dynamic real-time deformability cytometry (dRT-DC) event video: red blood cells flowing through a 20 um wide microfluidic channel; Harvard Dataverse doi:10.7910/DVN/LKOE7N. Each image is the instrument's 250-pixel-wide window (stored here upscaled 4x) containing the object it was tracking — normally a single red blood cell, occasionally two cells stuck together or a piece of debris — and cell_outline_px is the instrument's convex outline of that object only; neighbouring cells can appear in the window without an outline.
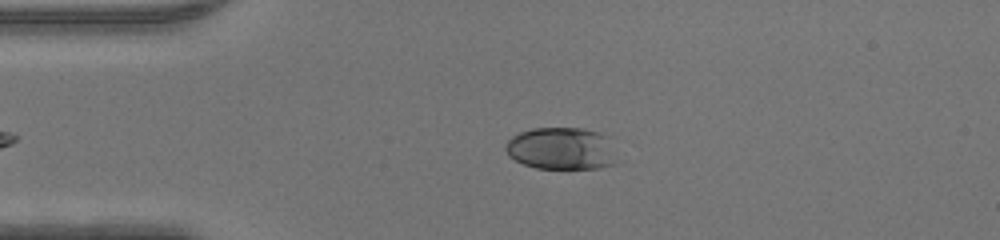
{"species": "human", "species_latin": "Homo sapiens", "temperature_condition": "warm", "stored_images_in_passage": 46, "camera_frame_rate_fps": 3000, "um_per_image_px": 0.085, "donor": {"sex": "male"}, "frame": {"image": 1, "passage_image": 9, "time_ms": 2.667, "image_size_px": [1000, 240], "cell_outline_px": [[616, 164], [600, 168], [536, 168], [524, 164], [508, 156], [504, 148], [508, 140], [512, 136], [520, 132], [532, 128], [584, 128], [608, 136]], "centroid_in_image_um": [47.68, 12.62], "position_along_channel_um": 37.3, "area_um2": 27.34}}
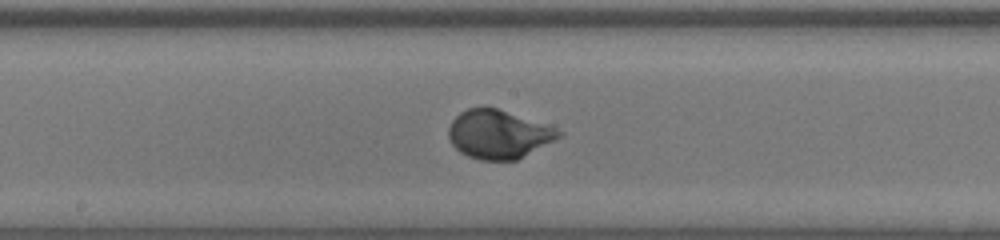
{"frame": {"image": 2, "passage_image": 23, "time_ms": 7.333, "image_size_px": [1000, 240], "cell_outline_px": [[564, 132], [560, 136], [516, 160], [480, 160], [468, 156], [460, 152], [452, 144], [448, 136], [448, 128], [452, 120], [460, 112], [468, 108], [484, 104], [556, 128]], "centroid_in_image_um": [42.3, 11.39], "position_along_channel_um": 205.9, "area_um2": 30.98}}
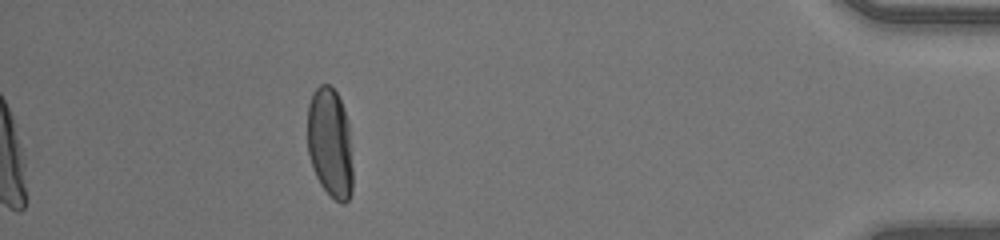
{"frame": {"image": 3, "passage_image": 41, "time_ms": 13.333, "image_size_px": [1000, 240], "cell_outline_px": [[352, 192], [348, 200], [344, 204], [340, 204], [320, 184], [312, 168], [308, 152], [308, 104], [312, 92], [320, 84], [328, 84], [336, 92], [344, 108], [348, 120], [352, 168]], "centroid_in_image_um": [28.05, 12.15], "position_along_channel_um": 407.2, "area_um2": 29.13}}